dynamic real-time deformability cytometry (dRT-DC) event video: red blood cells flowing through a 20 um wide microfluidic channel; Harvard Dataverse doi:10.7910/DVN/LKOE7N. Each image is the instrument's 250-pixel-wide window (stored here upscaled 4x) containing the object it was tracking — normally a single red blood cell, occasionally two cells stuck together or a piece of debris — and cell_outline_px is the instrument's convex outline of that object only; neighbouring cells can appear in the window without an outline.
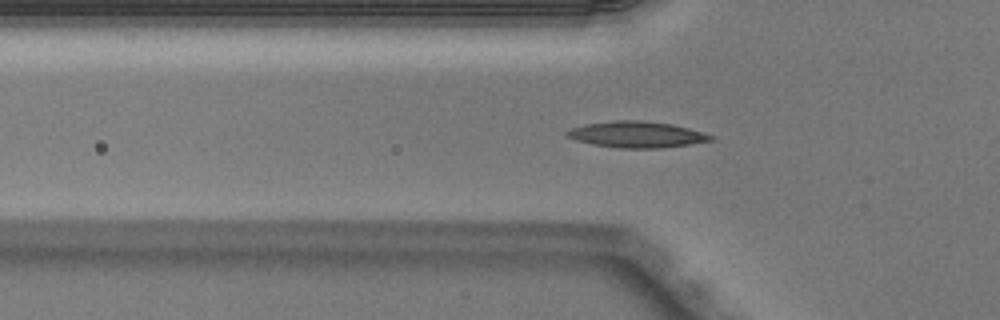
{"species": "Egyptian fruit bat (a non-hibernating species)", "species_latin": "Rousettus aegyptiacus", "temperature_condition": "warm", "stored_images_in_passage": 41, "camera_frame_rate_fps": 3000, "um_per_image_px": 0.085, "animal": {"sex": "male"}, "frame": {"image": 1, "passage_image": 7, "time_ms": 2.0, "image_size_px": [1000, 320], "cell_outline_px": [[716, 136], [712, 140], [688, 144], [660, 148], [620, 148], [592, 144], [576, 140], [568, 136], [564, 132], [572, 128], [584, 124], [612, 120], [640, 120], [672, 124], [688, 128]], "centroid_in_image_um": [54.11, 11.42], "position_along_channel_um": 71.7, "area_um2": 21.85}}
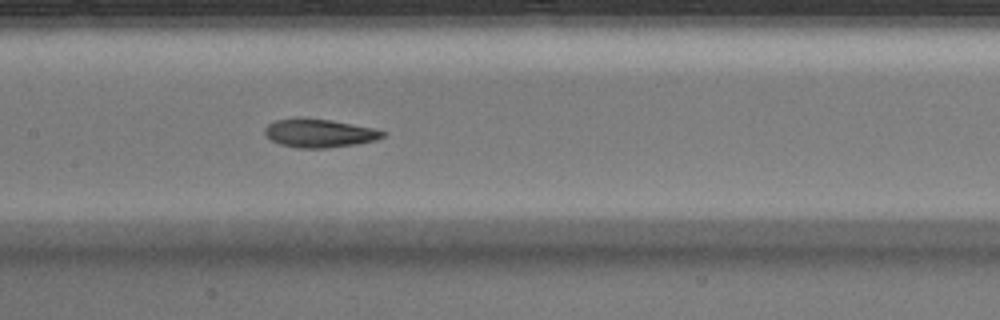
{"frame": {"image": 2, "passage_image": 15, "time_ms": 4.667, "image_size_px": [1000, 320], "cell_outline_px": [[384, 136], [376, 140], [356, 144], [324, 148], [300, 148], [280, 144], [272, 140], [264, 132], [264, 128], [268, 124], [276, 120], [296, 116], [300, 116], [332, 120], [372, 128], [384, 132]], "centroid_in_image_um": [27.09, 11.29], "position_along_channel_um": 180.3, "area_um2": 19.59}}
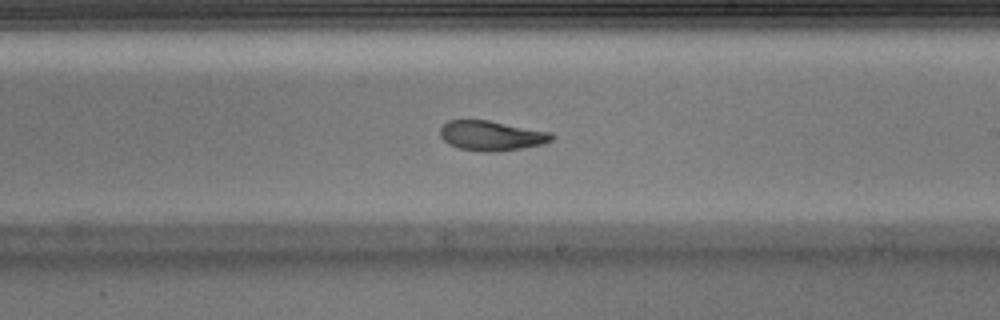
{"frame": {"image": 3, "passage_image": 20, "time_ms": 6.333, "image_size_px": [1000, 320], "cell_outline_px": [[556, 136], [552, 140], [544, 144], [496, 152], [484, 152], [460, 148], [448, 144], [440, 136], [440, 128], [448, 120], [488, 120], [552, 132]], "centroid_in_image_um": [41.8, 11.53], "position_along_channel_um": 247.2, "area_um2": 19.48}, "authors_computed_cell_mechanics": {"area_um2": 19.7098, "velocity_mm_per_s": 4.0412, "shape_relaxation_time_tau1_ms": 3.9113, "shape_relaxation_time_tau2_ms": 2.006, "deformation_change_tau1": 0.1666, "deformation_change_tau2": 0.0787}}